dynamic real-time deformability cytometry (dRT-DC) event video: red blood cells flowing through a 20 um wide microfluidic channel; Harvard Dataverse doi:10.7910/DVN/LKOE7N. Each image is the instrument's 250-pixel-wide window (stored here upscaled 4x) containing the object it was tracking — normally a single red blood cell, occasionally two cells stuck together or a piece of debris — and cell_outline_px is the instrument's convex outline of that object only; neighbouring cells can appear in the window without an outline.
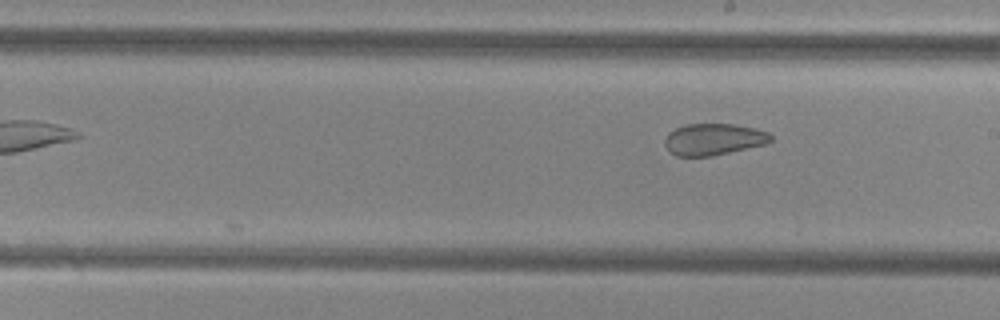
{"species": "common noctule bat (a hibernating species)", "species_latin": "Nyctalus noctula", "temperature_condition": "cold", "stored_images_in_passage": 26, "camera_frame_rate_fps": 3000, "um_per_image_px": 0.085, "animal": {"sex": "female", "body_mass_g": 29.2, "forearm_length_mm": 56.3}, "frame": {"image": 1, "passage_image": 26, "time_ms": 8.333, "image_size_px": [1000, 320], "cell_outline_px": [[772, 140], [764, 144], [712, 156], [676, 156], [668, 152], [664, 144], [664, 140], [668, 132], [684, 124], [732, 124], [756, 128], [768, 132], [772, 136]], "centroid_in_image_um": [60.61, 11.84], "position_along_channel_um": 228.4, "area_um2": 19.59}}